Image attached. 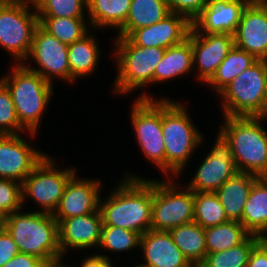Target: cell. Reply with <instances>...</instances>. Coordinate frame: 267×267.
I'll return each mask as SVG.
<instances>
[{
  "label": "cell",
  "mask_w": 267,
  "mask_h": 267,
  "mask_svg": "<svg viewBox=\"0 0 267 267\" xmlns=\"http://www.w3.org/2000/svg\"><path fill=\"white\" fill-rule=\"evenodd\" d=\"M125 174L108 196L100 198L103 226H118L141 235L150 230L152 179Z\"/></svg>",
  "instance_id": "6da1fadb"
},
{
  "label": "cell",
  "mask_w": 267,
  "mask_h": 267,
  "mask_svg": "<svg viewBox=\"0 0 267 267\" xmlns=\"http://www.w3.org/2000/svg\"><path fill=\"white\" fill-rule=\"evenodd\" d=\"M162 132L166 156V177L179 178L192 159L194 151L203 145L204 135L193 123L189 110L180 101L161 97Z\"/></svg>",
  "instance_id": "7a4b0ae2"
},
{
  "label": "cell",
  "mask_w": 267,
  "mask_h": 267,
  "mask_svg": "<svg viewBox=\"0 0 267 267\" xmlns=\"http://www.w3.org/2000/svg\"><path fill=\"white\" fill-rule=\"evenodd\" d=\"M24 209L6 215L2 223L19 251L38 257L46 265L65 260L59 246L58 222L53 215Z\"/></svg>",
  "instance_id": "3957f363"
},
{
  "label": "cell",
  "mask_w": 267,
  "mask_h": 267,
  "mask_svg": "<svg viewBox=\"0 0 267 267\" xmlns=\"http://www.w3.org/2000/svg\"><path fill=\"white\" fill-rule=\"evenodd\" d=\"M219 132L232 147L238 172L267 177V117L223 116Z\"/></svg>",
  "instance_id": "277c9868"
},
{
  "label": "cell",
  "mask_w": 267,
  "mask_h": 267,
  "mask_svg": "<svg viewBox=\"0 0 267 267\" xmlns=\"http://www.w3.org/2000/svg\"><path fill=\"white\" fill-rule=\"evenodd\" d=\"M11 64L8 74L0 81L9 90L15 112L21 126L28 133L38 134L44 112L53 96V84L40 74L31 71L23 63Z\"/></svg>",
  "instance_id": "5b68a950"
},
{
  "label": "cell",
  "mask_w": 267,
  "mask_h": 267,
  "mask_svg": "<svg viewBox=\"0 0 267 267\" xmlns=\"http://www.w3.org/2000/svg\"><path fill=\"white\" fill-rule=\"evenodd\" d=\"M111 53L115 60L116 74L112 93L127 95L154 85V71L165 49L133 45L126 37H114ZM133 91V92H132Z\"/></svg>",
  "instance_id": "8992f818"
},
{
  "label": "cell",
  "mask_w": 267,
  "mask_h": 267,
  "mask_svg": "<svg viewBox=\"0 0 267 267\" xmlns=\"http://www.w3.org/2000/svg\"><path fill=\"white\" fill-rule=\"evenodd\" d=\"M130 124L140 153L166 177V156L162 132V99L148 90L134 98L130 106Z\"/></svg>",
  "instance_id": "52a82bcc"
},
{
  "label": "cell",
  "mask_w": 267,
  "mask_h": 267,
  "mask_svg": "<svg viewBox=\"0 0 267 267\" xmlns=\"http://www.w3.org/2000/svg\"><path fill=\"white\" fill-rule=\"evenodd\" d=\"M266 60H257L218 95L222 116L265 117Z\"/></svg>",
  "instance_id": "ba28073f"
},
{
  "label": "cell",
  "mask_w": 267,
  "mask_h": 267,
  "mask_svg": "<svg viewBox=\"0 0 267 267\" xmlns=\"http://www.w3.org/2000/svg\"><path fill=\"white\" fill-rule=\"evenodd\" d=\"M172 177L152 178V211L150 229L167 231L193 222L194 192Z\"/></svg>",
  "instance_id": "9c48e42d"
},
{
  "label": "cell",
  "mask_w": 267,
  "mask_h": 267,
  "mask_svg": "<svg viewBox=\"0 0 267 267\" xmlns=\"http://www.w3.org/2000/svg\"><path fill=\"white\" fill-rule=\"evenodd\" d=\"M39 18L32 0H6L0 6V48L24 63L31 51Z\"/></svg>",
  "instance_id": "30bf717a"
},
{
  "label": "cell",
  "mask_w": 267,
  "mask_h": 267,
  "mask_svg": "<svg viewBox=\"0 0 267 267\" xmlns=\"http://www.w3.org/2000/svg\"><path fill=\"white\" fill-rule=\"evenodd\" d=\"M48 153L33 168L22 183V206L28 198L38 205V212L53 214L57 209L68 181L77 173L73 167L60 169L57 160Z\"/></svg>",
  "instance_id": "8fae6325"
},
{
  "label": "cell",
  "mask_w": 267,
  "mask_h": 267,
  "mask_svg": "<svg viewBox=\"0 0 267 267\" xmlns=\"http://www.w3.org/2000/svg\"><path fill=\"white\" fill-rule=\"evenodd\" d=\"M30 59L37 66L28 65ZM23 64L51 84H54L56 78L71 82L68 45L50 35L40 25L35 28L30 54Z\"/></svg>",
  "instance_id": "7c38bea8"
},
{
  "label": "cell",
  "mask_w": 267,
  "mask_h": 267,
  "mask_svg": "<svg viewBox=\"0 0 267 267\" xmlns=\"http://www.w3.org/2000/svg\"><path fill=\"white\" fill-rule=\"evenodd\" d=\"M185 185L193 192H216L238 170L232 147L218 131L215 142Z\"/></svg>",
  "instance_id": "4fadbf2b"
},
{
  "label": "cell",
  "mask_w": 267,
  "mask_h": 267,
  "mask_svg": "<svg viewBox=\"0 0 267 267\" xmlns=\"http://www.w3.org/2000/svg\"><path fill=\"white\" fill-rule=\"evenodd\" d=\"M22 135H0V178L21 184L47 154L31 146L32 142Z\"/></svg>",
  "instance_id": "5bb4252c"
},
{
  "label": "cell",
  "mask_w": 267,
  "mask_h": 267,
  "mask_svg": "<svg viewBox=\"0 0 267 267\" xmlns=\"http://www.w3.org/2000/svg\"><path fill=\"white\" fill-rule=\"evenodd\" d=\"M235 45L233 34L198 33L191 27L195 80L206 84ZM204 82V83H203Z\"/></svg>",
  "instance_id": "9a60e30c"
},
{
  "label": "cell",
  "mask_w": 267,
  "mask_h": 267,
  "mask_svg": "<svg viewBox=\"0 0 267 267\" xmlns=\"http://www.w3.org/2000/svg\"><path fill=\"white\" fill-rule=\"evenodd\" d=\"M235 46L257 60L267 59V2L250 1L244 8L236 32Z\"/></svg>",
  "instance_id": "2e32d148"
},
{
  "label": "cell",
  "mask_w": 267,
  "mask_h": 267,
  "mask_svg": "<svg viewBox=\"0 0 267 267\" xmlns=\"http://www.w3.org/2000/svg\"><path fill=\"white\" fill-rule=\"evenodd\" d=\"M103 183L101 179L81 178L77 173L68 181L57 209L52 214L59 223L63 219L99 210Z\"/></svg>",
  "instance_id": "e0dca14e"
},
{
  "label": "cell",
  "mask_w": 267,
  "mask_h": 267,
  "mask_svg": "<svg viewBox=\"0 0 267 267\" xmlns=\"http://www.w3.org/2000/svg\"><path fill=\"white\" fill-rule=\"evenodd\" d=\"M102 216L100 210L63 219L58 223L59 246L63 257L72 250L98 248L102 233Z\"/></svg>",
  "instance_id": "ac0fdd59"
},
{
  "label": "cell",
  "mask_w": 267,
  "mask_h": 267,
  "mask_svg": "<svg viewBox=\"0 0 267 267\" xmlns=\"http://www.w3.org/2000/svg\"><path fill=\"white\" fill-rule=\"evenodd\" d=\"M191 27L185 16L170 12L158 23L135 29L126 38L133 45L167 49L187 39Z\"/></svg>",
  "instance_id": "d6986e66"
},
{
  "label": "cell",
  "mask_w": 267,
  "mask_h": 267,
  "mask_svg": "<svg viewBox=\"0 0 267 267\" xmlns=\"http://www.w3.org/2000/svg\"><path fill=\"white\" fill-rule=\"evenodd\" d=\"M251 0H208L192 21V28L205 34H234L241 14Z\"/></svg>",
  "instance_id": "ffe728a7"
},
{
  "label": "cell",
  "mask_w": 267,
  "mask_h": 267,
  "mask_svg": "<svg viewBox=\"0 0 267 267\" xmlns=\"http://www.w3.org/2000/svg\"><path fill=\"white\" fill-rule=\"evenodd\" d=\"M140 252L144 262L138 267H192L193 265L174 244L167 231L148 230L141 235Z\"/></svg>",
  "instance_id": "44dd1931"
},
{
  "label": "cell",
  "mask_w": 267,
  "mask_h": 267,
  "mask_svg": "<svg viewBox=\"0 0 267 267\" xmlns=\"http://www.w3.org/2000/svg\"><path fill=\"white\" fill-rule=\"evenodd\" d=\"M193 68V49L191 46V29L187 39L182 43L165 49L164 55L154 71V85L188 76Z\"/></svg>",
  "instance_id": "7402d4cb"
},
{
  "label": "cell",
  "mask_w": 267,
  "mask_h": 267,
  "mask_svg": "<svg viewBox=\"0 0 267 267\" xmlns=\"http://www.w3.org/2000/svg\"><path fill=\"white\" fill-rule=\"evenodd\" d=\"M257 178L250 173L237 172L215 192L228 220L241 222L244 205Z\"/></svg>",
  "instance_id": "603a6c76"
},
{
  "label": "cell",
  "mask_w": 267,
  "mask_h": 267,
  "mask_svg": "<svg viewBox=\"0 0 267 267\" xmlns=\"http://www.w3.org/2000/svg\"><path fill=\"white\" fill-rule=\"evenodd\" d=\"M95 34L88 32L80 40L68 45V62L71 72V83L78 78L91 76L98 68L101 50Z\"/></svg>",
  "instance_id": "cb8c5ba5"
},
{
  "label": "cell",
  "mask_w": 267,
  "mask_h": 267,
  "mask_svg": "<svg viewBox=\"0 0 267 267\" xmlns=\"http://www.w3.org/2000/svg\"><path fill=\"white\" fill-rule=\"evenodd\" d=\"M131 0H87V18L91 29H117L125 24ZM105 28V29H104Z\"/></svg>",
  "instance_id": "d4e9b609"
},
{
  "label": "cell",
  "mask_w": 267,
  "mask_h": 267,
  "mask_svg": "<svg viewBox=\"0 0 267 267\" xmlns=\"http://www.w3.org/2000/svg\"><path fill=\"white\" fill-rule=\"evenodd\" d=\"M251 235H259L267 226V177H258L244 205L240 222Z\"/></svg>",
  "instance_id": "484cf974"
},
{
  "label": "cell",
  "mask_w": 267,
  "mask_h": 267,
  "mask_svg": "<svg viewBox=\"0 0 267 267\" xmlns=\"http://www.w3.org/2000/svg\"><path fill=\"white\" fill-rule=\"evenodd\" d=\"M169 13L166 0H131L125 24L115 37H127L135 29L158 23Z\"/></svg>",
  "instance_id": "4316f807"
},
{
  "label": "cell",
  "mask_w": 267,
  "mask_h": 267,
  "mask_svg": "<svg viewBox=\"0 0 267 267\" xmlns=\"http://www.w3.org/2000/svg\"><path fill=\"white\" fill-rule=\"evenodd\" d=\"M174 244L192 265H200L207 255L205 229L198 223L189 222L169 231Z\"/></svg>",
  "instance_id": "83f0119b"
},
{
  "label": "cell",
  "mask_w": 267,
  "mask_h": 267,
  "mask_svg": "<svg viewBox=\"0 0 267 267\" xmlns=\"http://www.w3.org/2000/svg\"><path fill=\"white\" fill-rule=\"evenodd\" d=\"M256 61L257 59L252 54L234 45L206 84L211 87L210 90L214 91L218 97L232 80Z\"/></svg>",
  "instance_id": "f1b7e54d"
},
{
  "label": "cell",
  "mask_w": 267,
  "mask_h": 267,
  "mask_svg": "<svg viewBox=\"0 0 267 267\" xmlns=\"http://www.w3.org/2000/svg\"><path fill=\"white\" fill-rule=\"evenodd\" d=\"M251 234L238 221L205 228L207 253H216L243 243Z\"/></svg>",
  "instance_id": "f546056e"
},
{
  "label": "cell",
  "mask_w": 267,
  "mask_h": 267,
  "mask_svg": "<svg viewBox=\"0 0 267 267\" xmlns=\"http://www.w3.org/2000/svg\"><path fill=\"white\" fill-rule=\"evenodd\" d=\"M39 25L66 45L80 40L91 31L88 18L38 17Z\"/></svg>",
  "instance_id": "4dcf8cb0"
},
{
  "label": "cell",
  "mask_w": 267,
  "mask_h": 267,
  "mask_svg": "<svg viewBox=\"0 0 267 267\" xmlns=\"http://www.w3.org/2000/svg\"><path fill=\"white\" fill-rule=\"evenodd\" d=\"M259 243L257 235H250L243 243L216 253H207L202 267H247L253 248Z\"/></svg>",
  "instance_id": "1f68e13d"
},
{
  "label": "cell",
  "mask_w": 267,
  "mask_h": 267,
  "mask_svg": "<svg viewBox=\"0 0 267 267\" xmlns=\"http://www.w3.org/2000/svg\"><path fill=\"white\" fill-rule=\"evenodd\" d=\"M228 221L215 192H194L193 222L205 229Z\"/></svg>",
  "instance_id": "d6a6232c"
},
{
  "label": "cell",
  "mask_w": 267,
  "mask_h": 267,
  "mask_svg": "<svg viewBox=\"0 0 267 267\" xmlns=\"http://www.w3.org/2000/svg\"><path fill=\"white\" fill-rule=\"evenodd\" d=\"M141 234L118 226H103L100 244L97 249L108 253L132 252L140 250Z\"/></svg>",
  "instance_id": "836d02e7"
},
{
  "label": "cell",
  "mask_w": 267,
  "mask_h": 267,
  "mask_svg": "<svg viewBox=\"0 0 267 267\" xmlns=\"http://www.w3.org/2000/svg\"><path fill=\"white\" fill-rule=\"evenodd\" d=\"M38 17L87 18V0H32Z\"/></svg>",
  "instance_id": "e575fe53"
},
{
  "label": "cell",
  "mask_w": 267,
  "mask_h": 267,
  "mask_svg": "<svg viewBox=\"0 0 267 267\" xmlns=\"http://www.w3.org/2000/svg\"><path fill=\"white\" fill-rule=\"evenodd\" d=\"M25 134L29 139L37 138V134L28 133L20 124L11 94L0 81V135ZM31 137V138H30Z\"/></svg>",
  "instance_id": "d590c367"
},
{
  "label": "cell",
  "mask_w": 267,
  "mask_h": 267,
  "mask_svg": "<svg viewBox=\"0 0 267 267\" xmlns=\"http://www.w3.org/2000/svg\"><path fill=\"white\" fill-rule=\"evenodd\" d=\"M22 184L11 179L0 178V215L22 210Z\"/></svg>",
  "instance_id": "8d00e7d4"
},
{
  "label": "cell",
  "mask_w": 267,
  "mask_h": 267,
  "mask_svg": "<svg viewBox=\"0 0 267 267\" xmlns=\"http://www.w3.org/2000/svg\"><path fill=\"white\" fill-rule=\"evenodd\" d=\"M169 11L185 16L191 23L207 5L208 0H166Z\"/></svg>",
  "instance_id": "74e56055"
},
{
  "label": "cell",
  "mask_w": 267,
  "mask_h": 267,
  "mask_svg": "<svg viewBox=\"0 0 267 267\" xmlns=\"http://www.w3.org/2000/svg\"><path fill=\"white\" fill-rule=\"evenodd\" d=\"M19 252L18 246L9 232L3 226H0V267H3Z\"/></svg>",
  "instance_id": "f35d334b"
},
{
  "label": "cell",
  "mask_w": 267,
  "mask_h": 267,
  "mask_svg": "<svg viewBox=\"0 0 267 267\" xmlns=\"http://www.w3.org/2000/svg\"><path fill=\"white\" fill-rule=\"evenodd\" d=\"M46 264L33 255L19 252L10 259L3 267H45Z\"/></svg>",
  "instance_id": "ab89813d"
},
{
  "label": "cell",
  "mask_w": 267,
  "mask_h": 267,
  "mask_svg": "<svg viewBox=\"0 0 267 267\" xmlns=\"http://www.w3.org/2000/svg\"><path fill=\"white\" fill-rule=\"evenodd\" d=\"M80 264V265H79ZM78 266H72L70 267H114V263L111 260L110 256L108 254L105 255V253H98L97 254H90V256H87L84 260H82L81 263H79Z\"/></svg>",
  "instance_id": "60d3db41"
},
{
  "label": "cell",
  "mask_w": 267,
  "mask_h": 267,
  "mask_svg": "<svg viewBox=\"0 0 267 267\" xmlns=\"http://www.w3.org/2000/svg\"><path fill=\"white\" fill-rule=\"evenodd\" d=\"M247 267H267V248L260 242L253 248Z\"/></svg>",
  "instance_id": "b9f144b4"
},
{
  "label": "cell",
  "mask_w": 267,
  "mask_h": 267,
  "mask_svg": "<svg viewBox=\"0 0 267 267\" xmlns=\"http://www.w3.org/2000/svg\"><path fill=\"white\" fill-rule=\"evenodd\" d=\"M259 242L267 248V226L266 228L258 235Z\"/></svg>",
  "instance_id": "7bdbcfd3"
},
{
  "label": "cell",
  "mask_w": 267,
  "mask_h": 267,
  "mask_svg": "<svg viewBox=\"0 0 267 267\" xmlns=\"http://www.w3.org/2000/svg\"><path fill=\"white\" fill-rule=\"evenodd\" d=\"M45 267H70V264H65L64 260L59 261V262H55L52 264H48Z\"/></svg>",
  "instance_id": "ee69618b"
},
{
  "label": "cell",
  "mask_w": 267,
  "mask_h": 267,
  "mask_svg": "<svg viewBox=\"0 0 267 267\" xmlns=\"http://www.w3.org/2000/svg\"><path fill=\"white\" fill-rule=\"evenodd\" d=\"M266 69H267V59H266ZM265 117H267V79H266V95H265Z\"/></svg>",
  "instance_id": "f6af8a7d"
},
{
  "label": "cell",
  "mask_w": 267,
  "mask_h": 267,
  "mask_svg": "<svg viewBox=\"0 0 267 267\" xmlns=\"http://www.w3.org/2000/svg\"><path fill=\"white\" fill-rule=\"evenodd\" d=\"M6 0H0V6L5 2Z\"/></svg>",
  "instance_id": "bcb514c9"
}]
</instances>
